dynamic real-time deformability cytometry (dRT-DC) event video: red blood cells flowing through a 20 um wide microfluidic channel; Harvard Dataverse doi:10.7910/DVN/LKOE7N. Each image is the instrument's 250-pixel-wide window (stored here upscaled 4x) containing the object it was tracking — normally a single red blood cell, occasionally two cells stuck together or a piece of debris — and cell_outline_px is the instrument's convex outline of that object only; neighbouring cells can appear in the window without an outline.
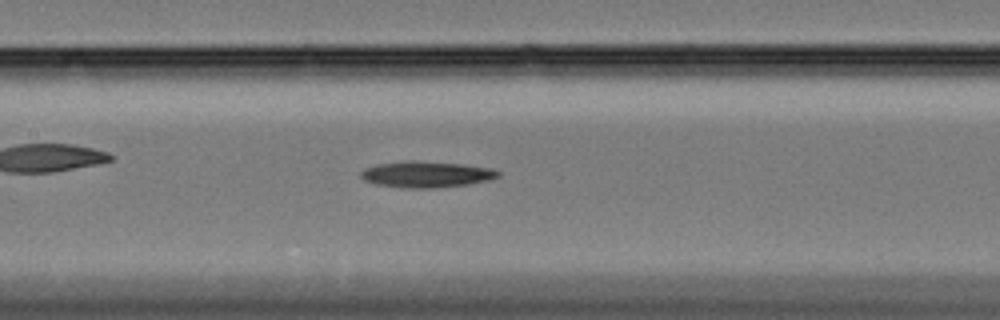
{"species": "Egyptian fruit bat (a non-hibernating species)", "species_latin": "Rousettus aegyptiacus", "temperature_condition": "cold", "stored_images_in_passage": 41, "camera_frame_rate_fps": 3000, "um_per_image_px": 0.085, "animal": {"sex": "female"}, "frame": {"image": 1, "passage_image": 20, "time_ms": 6.333, "image_size_px": [1000, 320], "cell_outline_px": [[500, 176], [488, 180], [468, 184], [432, 188], [404, 188], [376, 184], [364, 180], [360, 176], [360, 172], [364, 168], [376, 164], [408, 160], [412, 160], [464, 164], [492, 168], [500, 172]], "centroid_in_image_um": [36.22, 14.81], "position_along_channel_um": 171.2, "area_um2": 21.04}}
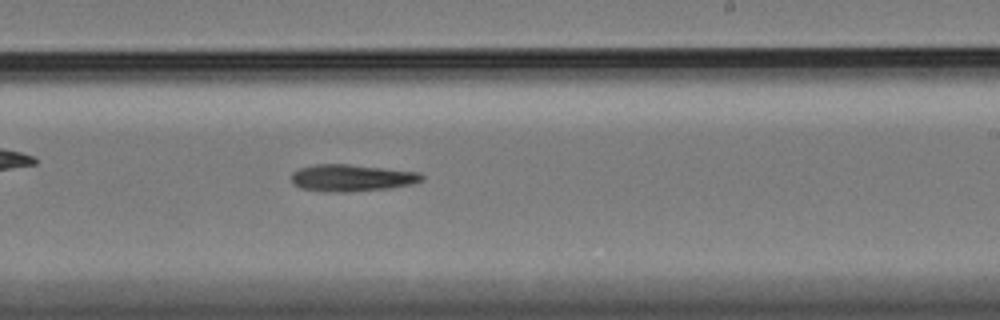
{"frame": {"image": 2, "passage_image": 28, "time_ms": 9.0, "image_size_px": [1000, 320], "cell_outline_px": [[424, 180], [412, 184], [388, 188], [340, 192], [328, 192], [300, 188], [292, 184], [292, 172], [300, 168], [316, 164], [348, 164], [420, 172], [424, 176]], "centroid_in_image_um": [29.89, 15.11], "position_along_channel_um": 259.1, "area_um2": 20.4}}
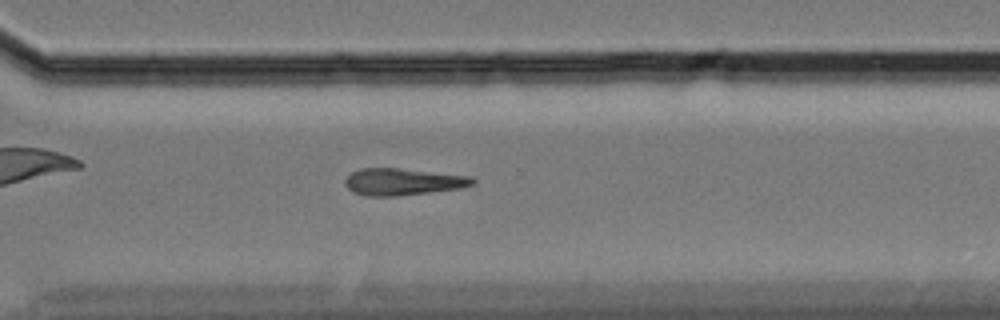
{"frame": {"image": 3, "passage_image": 35, "time_ms": 11.333, "image_size_px": [1000, 320], "cell_outline_px": [[476, 184], [460, 188], [400, 196], [368, 196], [352, 192], [344, 184], [344, 180], [352, 172], [360, 168], [400, 168], [472, 176], [476, 180]], "centroid_in_image_um": [34.26, 15.45], "position_along_channel_um": 336.3, "area_um2": 20.17}}